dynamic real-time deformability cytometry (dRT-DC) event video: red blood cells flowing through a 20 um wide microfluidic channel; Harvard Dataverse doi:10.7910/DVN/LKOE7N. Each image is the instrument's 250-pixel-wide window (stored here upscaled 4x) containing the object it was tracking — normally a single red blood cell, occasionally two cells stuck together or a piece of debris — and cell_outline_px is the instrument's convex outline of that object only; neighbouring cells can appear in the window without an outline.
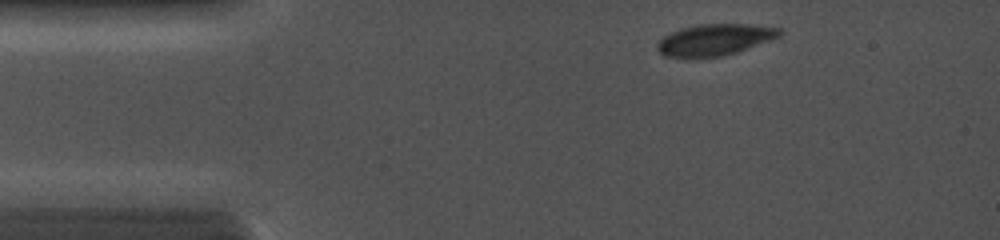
{"species": "common noctule bat (a hibernating species)", "species_latin": "Nyctalus noctula", "temperature_condition": "cold", "stored_images_in_passage": 6, "camera_frame_rate_fps": 5000, "um_per_image_px": 0.085, "animal": {"sex": "female", "body_mass_g": 19.0, "forearm_length_mm": 56.7}, "frame": {"image": 1, "passage_image": 1, "time_ms": 0.0, "image_size_px": [1000, 240], "cell_outline_px": [[784, 32], [780, 36], [772, 40], [724, 56], [664, 56], [656, 48], [656, 44], [664, 36], [672, 32], [684, 28], [700, 24], [748, 24], [780, 28]], "centroid_in_image_um": [60.81, 3.36], "position_along_channel_um": 24.2, "area_um2": 22.02}}
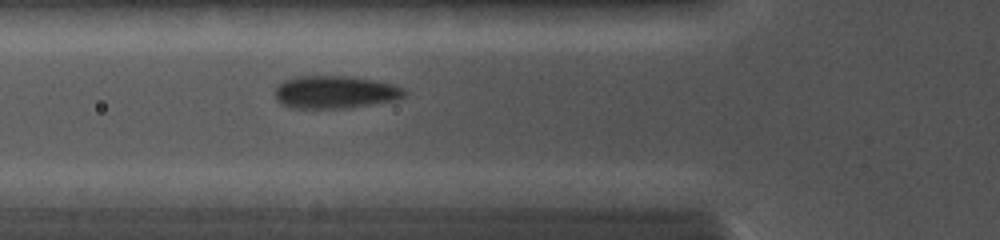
{"frame": {"image": 2, "passage_image": 5, "time_ms": 3.0, "image_size_px": [1000, 240], "cell_outline_px": [[408, 92], [404, 96], [396, 100], [352, 108], [292, 108], [280, 104], [276, 100], [276, 88], [284, 80], [296, 76], [352, 76], [392, 84], [404, 88]], "centroid_in_image_um": [28.5, 7.84], "position_along_channel_um": 97.3, "area_um2": 24.85}}
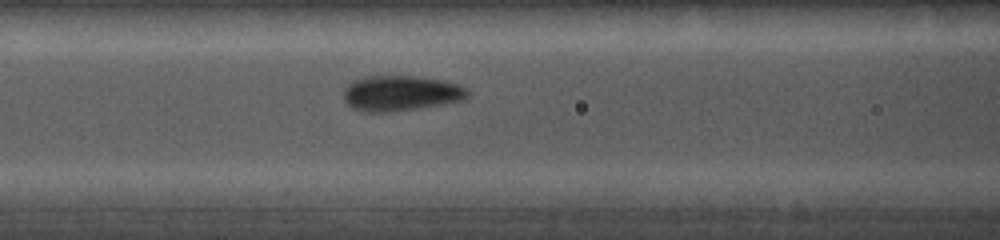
{"frame": {"image": 3, "passage_image": 6, "time_ms": 3.8, "image_size_px": [1000, 240], "cell_outline_px": [[472, 96], [464, 100], [444, 104], [420, 108], [388, 112], [364, 112], [352, 108], [344, 100], [344, 88], [352, 80], [364, 76], [412, 76], [444, 80], [456, 84], [464, 88]], "centroid_in_image_um": [34.06, 7.93], "position_along_channel_um": 132.5, "area_um2": 25.78}}